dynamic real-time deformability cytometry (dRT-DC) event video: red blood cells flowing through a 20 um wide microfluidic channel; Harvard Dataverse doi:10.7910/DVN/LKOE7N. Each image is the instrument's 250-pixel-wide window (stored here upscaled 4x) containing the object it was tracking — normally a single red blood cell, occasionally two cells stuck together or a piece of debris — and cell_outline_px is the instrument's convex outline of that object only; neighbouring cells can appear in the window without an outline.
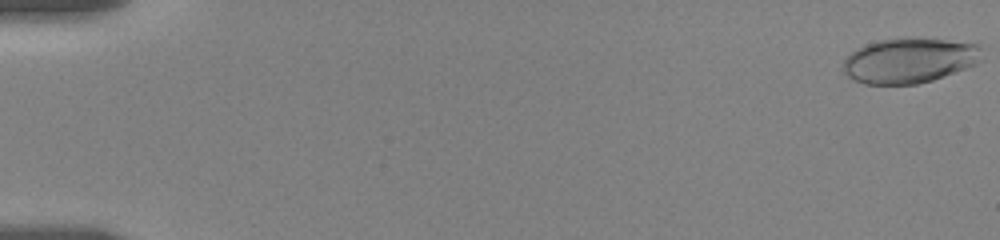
{"species": "human", "species_latin": "Homo sapiens", "temperature_condition": "room temperature", "stored_images_in_passage": 58, "camera_frame_rate_fps": 3000, "um_per_image_px": 0.085, "donor": {"sex": "female"}, "frame": {"image": 1, "passage_image": 1, "time_ms": 0.0, "image_size_px": [1000, 240], "cell_outline_px": [[980, 48], [972, 64], [964, 68], [944, 76], [932, 80], [916, 84], [864, 84], [852, 80], [844, 72], [844, 60], [852, 52], [868, 44], [880, 40], [944, 40], [976, 44]], "centroid_in_image_um": [77.19, 5.19], "position_along_channel_um": 7.8, "area_um2": 34.8}}
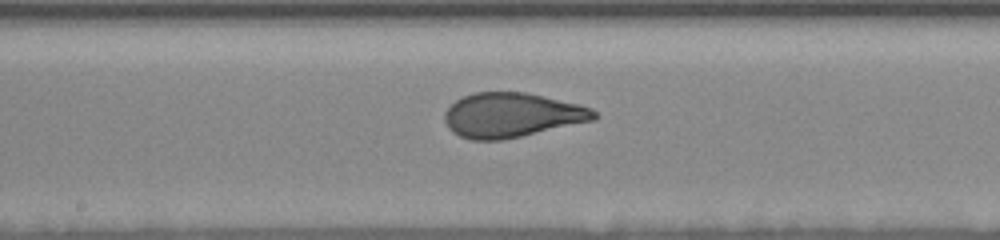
{"frame": {"image": 2, "passage_image": 32, "time_ms": 10.333, "image_size_px": [1000, 240], "cell_outline_px": [[596, 120], [504, 140], [472, 140], [460, 136], [452, 132], [448, 128], [444, 120], [444, 112], [456, 100], [472, 92], [528, 92], [580, 104], [592, 108], [596, 112]], "centroid_in_image_um": [43.51, 9.78], "position_along_channel_um": 204.7, "area_um2": 39.13}}
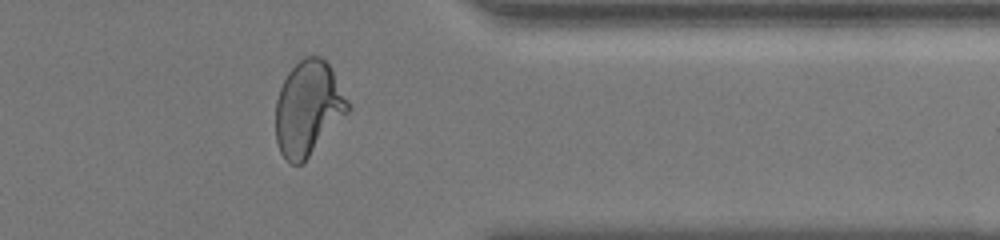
{"frame": {"image": 3, "passage_image": 48, "time_ms": 15.667, "image_size_px": [1000, 240], "cell_outline_px": [[352, 108], [304, 164], [292, 164], [280, 152], [276, 140], [276, 100], [280, 88], [288, 72], [304, 56], [320, 56], [332, 68]], "centroid_in_image_um": [26.21, 9.22], "position_along_channel_um": 385.2, "area_um2": 40.0}, "authors_computed_cell_mechanics": {"area_um2": 38.8127, "velocity_mm_per_s": 3.5239, "shape_relaxation_time_tau1_ms": 4.9628, "shape_relaxation_time_tau2_ms": null, "deformation_change_tau1": 0.1862, "deformation_change_tau2": null}}